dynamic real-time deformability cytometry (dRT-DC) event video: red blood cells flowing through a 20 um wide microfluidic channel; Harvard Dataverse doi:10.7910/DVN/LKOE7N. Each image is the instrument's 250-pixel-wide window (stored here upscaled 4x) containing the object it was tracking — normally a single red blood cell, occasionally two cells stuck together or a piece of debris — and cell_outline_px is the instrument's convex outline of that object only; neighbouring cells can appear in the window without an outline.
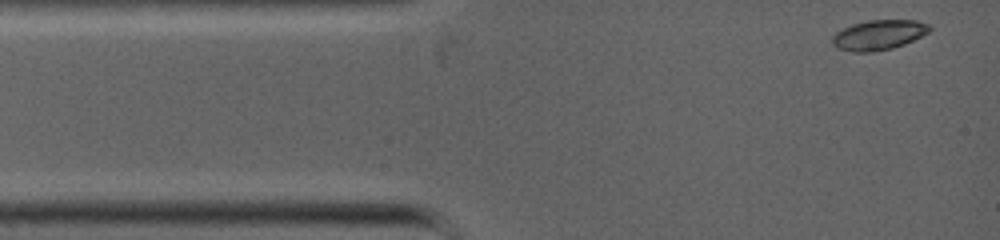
{"species": "common noctule bat (a hibernating species)", "species_latin": "Nyctalus noctula", "temperature_condition": "warm", "stored_images_in_passage": 72, "camera_frame_rate_fps": 5000, "um_per_image_px": 0.085, "animal": {"sex": "female", "body_mass_g": 19.0, "forearm_length_mm": 53.3}, "frame": {"image": 1, "passage_image": 1, "time_ms": 0.0, "image_size_px": [1000, 240], "cell_outline_px": [[932, 28], [928, 32], [904, 44], [892, 48], [872, 52], [852, 52], [836, 48], [832, 44], [832, 36], [836, 32], [852, 24], [868, 20], [916, 20], [928, 24]], "centroid_in_image_um": [74.65, 2.97], "position_along_channel_um": 10.3, "area_um2": 16.94}}
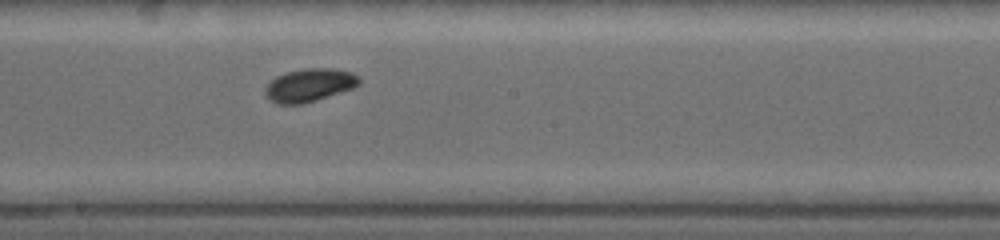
{"frame": {"image": 2, "passage_image": 40, "time_ms": 5.4, "image_size_px": [1000, 240], "cell_outline_px": [[360, 84], [352, 88], [304, 104], [276, 104], [264, 92], [264, 88], [276, 76], [288, 72], [304, 68], [332, 68], [352, 72], [360, 76]], "centroid_in_image_um": [26.32, 7.23], "position_along_channel_um": 221.9, "area_um2": 18.03}}
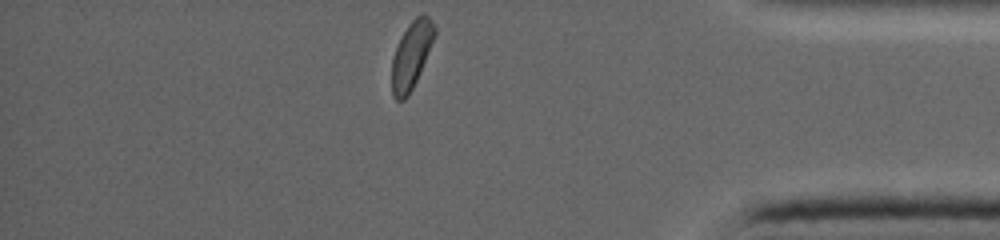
{"frame": {"image": 3, "passage_image": 72, "time_ms": 9.6, "image_size_px": [1000, 240], "cell_outline_px": [[436, 32], [420, 72], [408, 96], [404, 100], [396, 100], [392, 96], [392, 56], [400, 36], [408, 24], [416, 16], [424, 12], [432, 20], [436, 28]], "centroid_in_image_um": [34.95, 4.65], "position_along_channel_um": 400.2, "area_um2": 16.76}}